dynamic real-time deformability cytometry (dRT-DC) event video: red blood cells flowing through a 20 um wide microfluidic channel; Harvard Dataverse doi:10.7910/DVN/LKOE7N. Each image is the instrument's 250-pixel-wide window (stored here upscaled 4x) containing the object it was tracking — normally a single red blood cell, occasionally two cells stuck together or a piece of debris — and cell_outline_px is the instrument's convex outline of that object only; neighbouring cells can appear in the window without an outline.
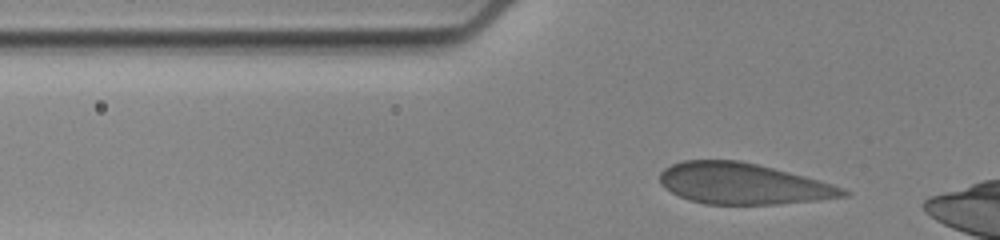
{"species": "human", "species_latin": "Homo sapiens", "temperature_condition": "cold", "stored_images_in_passage": 9, "camera_frame_rate_fps": 3000, "um_per_image_px": 0.085, "donor": {"sex": "female"}, "frame": {"image": 1, "passage_image": 4, "time_ms": 1.0, "image_size_px": [1000, 240], "cell_outline_px": [[852, 192], [848, 196], [816, 200], [776, 204], [704, 204], [688, 200], [672, 192], [660, 184], [660, 172], [664, 168], [672, 164], [684, 160], [740, 160], [820, 180], [844, 188]], "centroid_in_image_um": [63.15, 15.61], "position_along_channel_um": 62.7, "area_um2": 43.75}}